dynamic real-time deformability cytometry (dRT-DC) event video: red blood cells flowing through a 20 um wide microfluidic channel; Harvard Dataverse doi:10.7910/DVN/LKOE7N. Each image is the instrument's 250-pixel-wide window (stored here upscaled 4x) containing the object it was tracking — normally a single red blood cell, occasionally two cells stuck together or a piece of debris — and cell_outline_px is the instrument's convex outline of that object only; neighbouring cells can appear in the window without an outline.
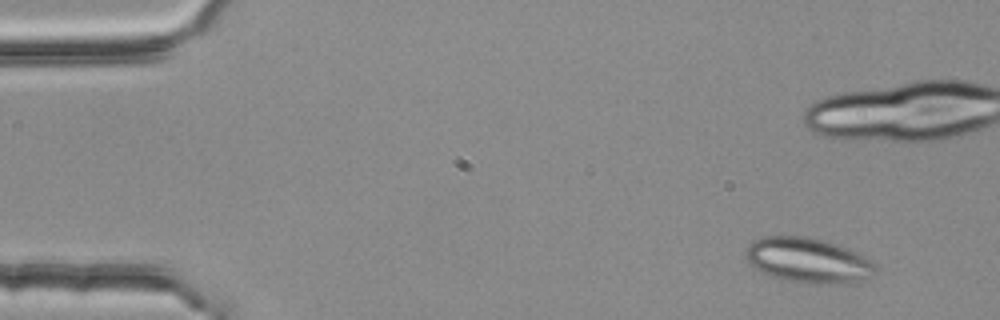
{"species": "common noctule bat (a hibernating species)", "species_latin": "Nyctalus noctula", "temperature_condition": "room temperature", "stored_images_in_passage": 5, "camera_frame_rate_fps": 3000, "um_per_image_px": 0.085, "animal": {"sex": "female", "body_mass_g": 25.1}, "frame": {"image": 1, "passage_image": 1, "time_ms": 0.0, "image_size_px": [1000, 320], "cell_outline_px": [[876, 272], [868, 280], [816, 284], [812, 284], [784, 280], [772, 276], [756, 268], [744, 256], [744, 252], [748, 244], [752, 240], [764, 236], [812, 236], [856, 252], [864, 256], [876, 264]], "centroid_in_image_um": [68.67, 22.12], "position_along_channel_um": 16.3, "area_um2": 33.99}}